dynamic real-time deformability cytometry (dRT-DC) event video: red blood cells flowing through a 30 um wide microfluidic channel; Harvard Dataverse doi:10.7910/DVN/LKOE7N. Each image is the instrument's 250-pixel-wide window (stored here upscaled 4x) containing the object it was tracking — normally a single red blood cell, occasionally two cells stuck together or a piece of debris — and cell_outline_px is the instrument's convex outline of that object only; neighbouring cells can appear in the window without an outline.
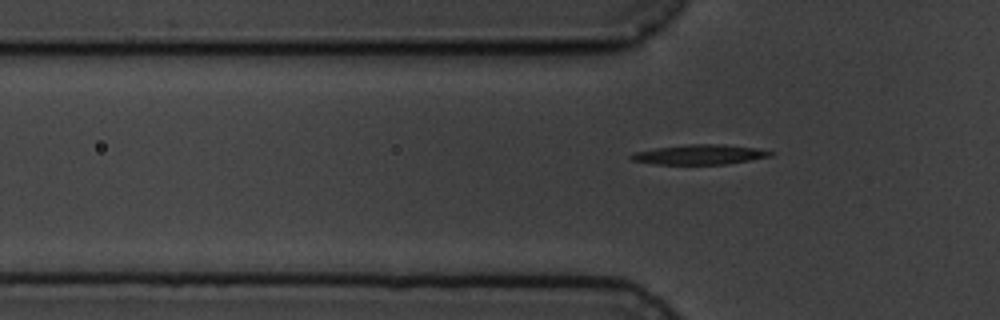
{"species": "common noctule bat (a hibernating species)", "species_latin": "Nyctalus noctula", "temperature_condition": "cold", "stored_images_in_passage": 7, "segment_of_instrument_passage": [2, 2], "camera_frame_rate_fps": 3000, "um_per_image_px": 0.085, "animal": {"sex": "male", "body_mass_g": 19.5, "forearm_length_mm": 54.6}, "frame": {"image": 1, "passage_image": 7, "time_ms": 7.667, "image_size_px": [1000, 320], "cell_outline_px": [[776, 152], [768, 156], [748, 160], [724, 164], [656, 164], [632, 160], [628, 156], [632, 152], [656, 148], [688, 144], [724, 144], [756, 148]], "centroid_in_image_um": [59.42, 13.12], "position_along_channel_um": 66.4, "area_um2": 15.95}}